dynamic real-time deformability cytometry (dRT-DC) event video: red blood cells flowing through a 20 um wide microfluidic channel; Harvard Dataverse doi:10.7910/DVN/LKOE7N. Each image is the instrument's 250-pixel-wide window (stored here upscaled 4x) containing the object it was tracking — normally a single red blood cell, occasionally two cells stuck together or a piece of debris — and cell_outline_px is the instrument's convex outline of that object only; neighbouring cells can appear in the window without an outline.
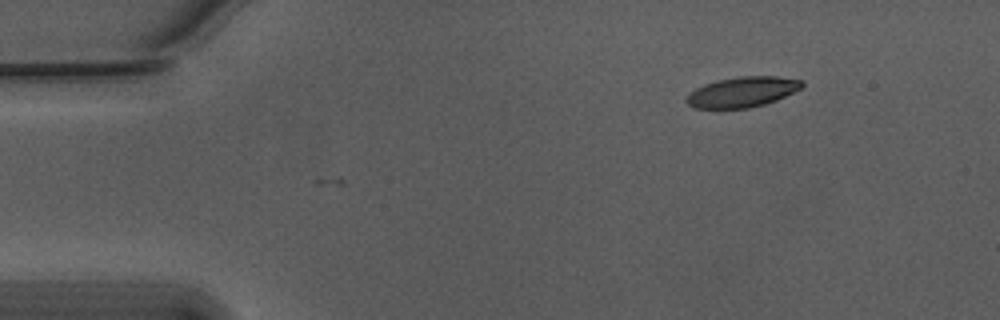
{"species": "Egyptian fruit bat (a non-hibernating species)", "species_latin": "Rousettus aegyptiacus", "temperature_condition": "warm", "stored_images_in_passage": 41, "camera_frame_rate_fps": 3000, "um_per_image_px": 0.085, "animal": {"sex": "male"}, "frame": {"image": 1, "passage_image": 1, "time_ms": 0.0, "image_size_px": [1000, 320], "cell_outline_px": [[804, 84], [800, 88], [776, 100], [764, 104], [748, 108], [696, 108], [688, 104], [684, 100], [688, 92], [704, 84], [716, 80], [740, 76], [776, 76], [804, 80]], "centroid_in_image_um": [63.06, 7.81], "position_along_channel_um": 21.9, "area_um2": 20.4}}
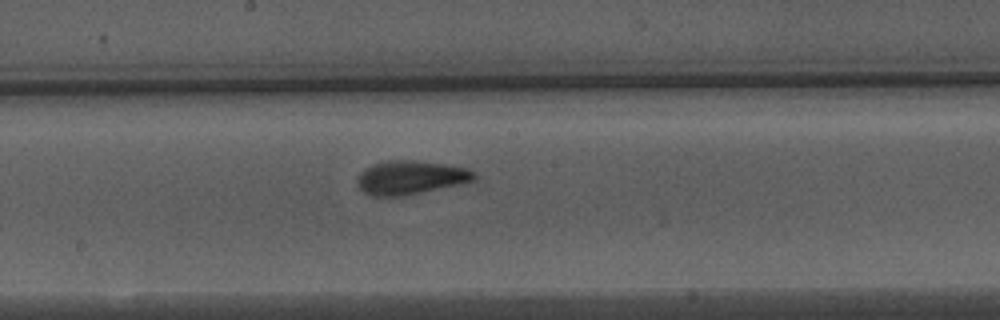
{"frame": {"image": 2, "passage_image": 23, "time_ms": 7.333, "image_size_px": [1000, 320], "cell_outline_px": [[476, 180], [460, 184], [420, 192], [396, 196], [372, 196], [364, 192], [360, 188], [356, 180], [360, 172], [372, 164], [388, 160], [412, 160], [444, 164], [468, 168], [476, 172]], "centroid_in_image_um": [34.9, 15.07], "position_along_channel_um": 213.3, "area_um2": 22.83}}
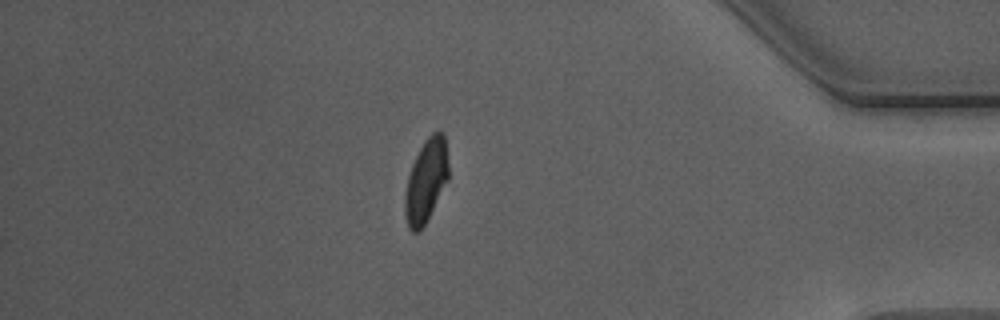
{"frame": {"image": 3, "passage_image": 41, "time_ms": 13.333, "image_size_px": [1000, 320], "cell_outline_px": [[448, 180], [424, 224], [416, 232], [412, 232], [408, 228], [404, 212], [404, 192], [408, 176], [412, 164], [424, 140], [432, 132], [444, 132], [448, 164]], "centroid_in_image_um": [36.19, 15.35], "position_along_channel_um": 399.0, "area_um2": 20.92}, "authors_computed_cell_mechanics": {"area_um2": 22.253, "velocity_mm_per_s": 3.7551, "shape_relaxation_time_tau1_ms": 3.0868, "shape_relaxation_time_tau2_ms": 1.5692, "deformation_change_tau1": 0.1715, "deformation_change_tau2": 0.0879}}